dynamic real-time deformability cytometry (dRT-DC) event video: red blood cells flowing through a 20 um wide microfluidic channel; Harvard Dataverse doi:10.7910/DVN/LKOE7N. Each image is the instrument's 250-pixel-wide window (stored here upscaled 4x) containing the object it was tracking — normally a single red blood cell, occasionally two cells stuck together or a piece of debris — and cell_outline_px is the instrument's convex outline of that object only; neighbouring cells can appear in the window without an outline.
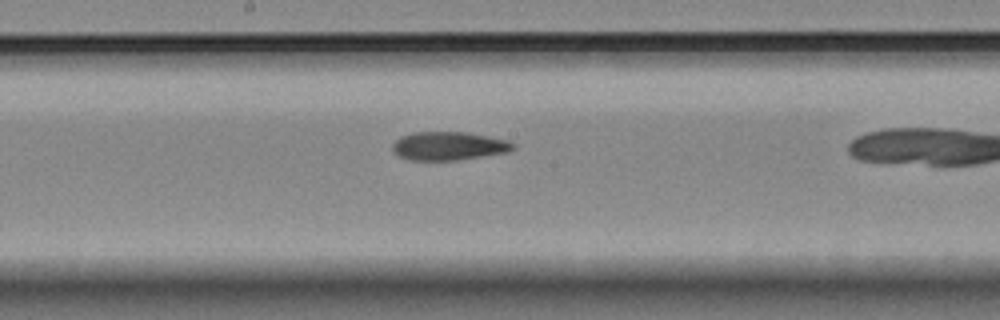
{"species": "Egyptian fruit bat (a non-hibernating species)", "species_latin": "Rousettus aegyptiacus", "temperature_condition": "room temperature", "stored_images_in_passage": 17, "camera_frame_rate_fps": 3000, "um_per_image_px": 0.085, "animal": {"sex": "female"}, "frame": {"image": 1, "passage_image": 9, "time_ms": 2.667, "image_size_px": [1000, 320], "cell_outline_px": [[516, 148], [508, 152], [456, 160], [412, 160], [400, 156], [392, 152], [392, 144], [400, 136], [412, 132], [464, 132], [488, 136], [508, 140], [516, 144]], "centroid_in_image_um": [38.14, 12.4], "position_along_channel_um": 210.1, "area_um2": 20.06}}
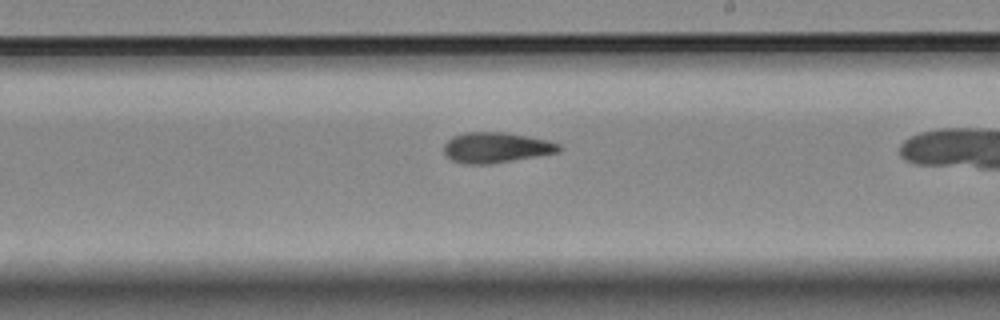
{"frame": {"image": 2, "passage_image": 12, "time_ms": 3.667, "image_size_px": [1000, 320], "cell_outline_px": [[560, 152], [492, 164], [464, 164], [452, 160], [444, 152], [444, 144], [452, 136], [464, 132], [504, 132], [528, 136], [548, 140], [560, 144]], "centroid_in_image_um": [42.17, 12.54], "position_along_channel_um": 246.8, "area_um2": 20.52}}
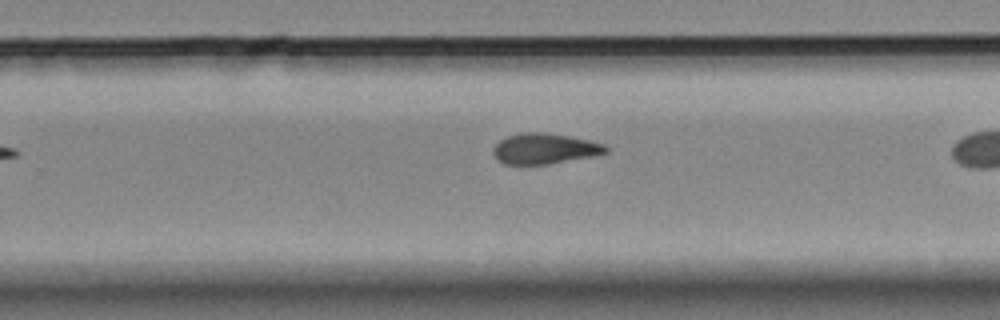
{"frame": {"image": 3, "passage_image": 15, "time_ms": 4.667, "image_size_px": [1000, 320], "cell_outline_px": [[608, 152], [592, 156], [548, 164], [504, 164], [492, 152], [492, 148], [500, 140], [508, 136], [524, 132], [544, 132], [568, 136], [588, 140], [604, 144], [608, 148]], "centroid_in_image_um": [46.29, 12.63], "position_along_channel_um": 283.5, "area_um2": 19.83}}